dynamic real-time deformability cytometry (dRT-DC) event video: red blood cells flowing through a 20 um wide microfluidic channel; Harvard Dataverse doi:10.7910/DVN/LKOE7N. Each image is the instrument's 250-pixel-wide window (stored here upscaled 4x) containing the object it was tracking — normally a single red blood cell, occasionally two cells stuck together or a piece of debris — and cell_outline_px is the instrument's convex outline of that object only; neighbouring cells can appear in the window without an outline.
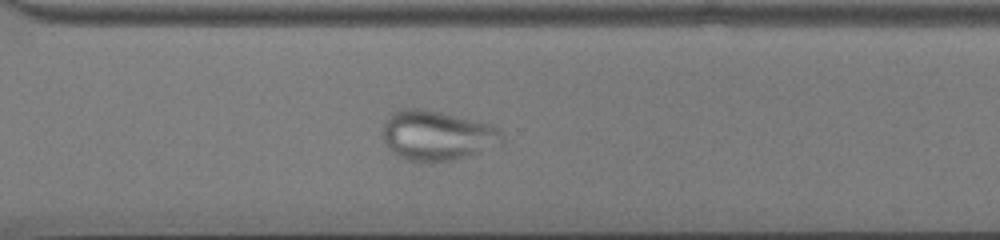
{"species": "common noctule bat (a hibernating species)", "species_latin": "Nyctalus noctula", "temperature_condition": "cold", "stored_images_in_passage": 53, "camera_frame_rate_fps": 3000, "um_per_image_px": 0.085, "animal": {"sex": "male", "body_mass_g": 13.0, "forearm_length_mm": 53.1}, "frame": {"image": 1, "passage_image": 38, "time_ms": 12.333, "image_size_px": [1000, 240], "cell_outline_px": [[504, 140], [464, 156], [452, 160], [432, 164], [408, 160], [396, 156], [384, 144], [380, 136], [380, 132], [384, 120], [392, 112], [400, 108], [424, 108], [492, 124], [500, 128], [504, 132]], "centroid_in_image_um": [37.03, 11.5], "position_along_channel_um": 333.6, "area_um2": 35.26}}